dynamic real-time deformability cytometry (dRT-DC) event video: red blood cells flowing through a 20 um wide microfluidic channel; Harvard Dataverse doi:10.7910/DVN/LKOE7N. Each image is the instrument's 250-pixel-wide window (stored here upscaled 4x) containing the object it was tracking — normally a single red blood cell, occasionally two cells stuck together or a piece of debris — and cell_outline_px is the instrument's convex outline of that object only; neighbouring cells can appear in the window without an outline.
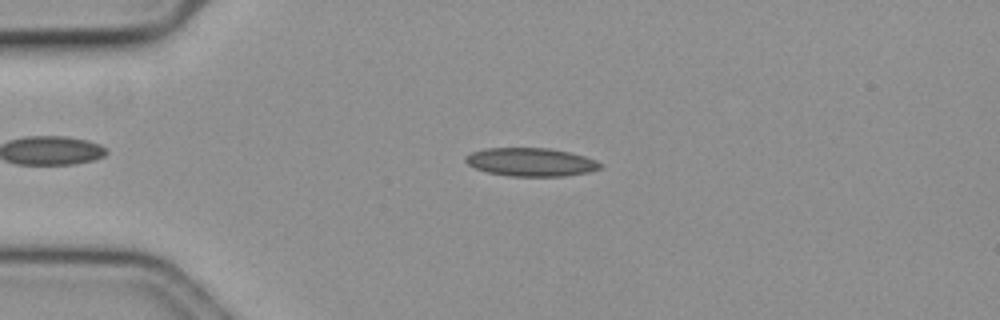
{"species": "common noctule bat (a hibernating species)", "species_latin": "Nyctalus noctula", "temperature_condition": "cold", "stored_images_in_passage": 45, "camera_frame_rate_fps": 3000, "um_per_image_px": 0.085, "animal": {"sex": "female", "body_mass_g": 19.3, "forearm_length_mm": 54.1}, "frame": {"image": 1, "passage_image": 2, "time_ms": 0.333, "image_size_px": [1000, 320], "cell_outline_px": [[604, 164], [600, 168], [588, 172], [564, 176], [508, 176], [488, 172], [476, 168], [468, 164], [464, 160], [464, 156], [472, 152], [484, 148], [548, 148], [568, 152], [584, 156], [596, 160]], "centroid_in_image_um": [45.11, 13.77], "position_along_channel_um": 39.9, "area_um2": 22.2}}
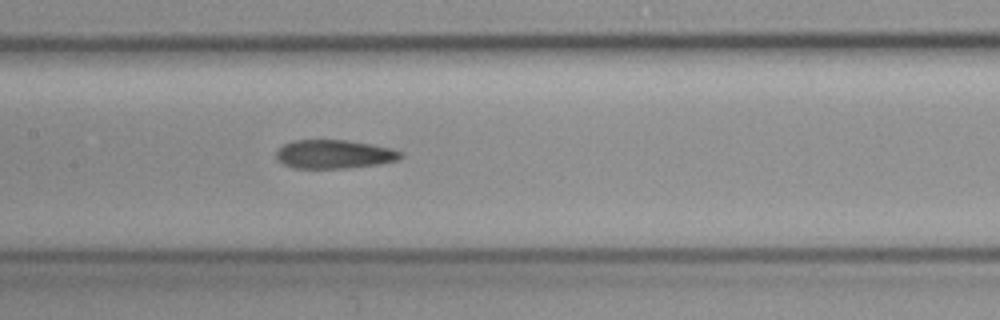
{"frame": {"image": 2, "passage_image": 16, "time_ms": 5.0, "image_size_px": [1000, 320], "cell_outline_px": [[404, 156], [400, 160], [380, 164], [344, 168], [292, 168], [276, 160], [276, 152], [284, 144], [292, 140], [344, 140], [372, 144], [392, 148], [404, 152]], "centroid_in_image_um": [28.44, 13.11], "position_along_channel_um": 179.0, "area_um2": 21.04}}
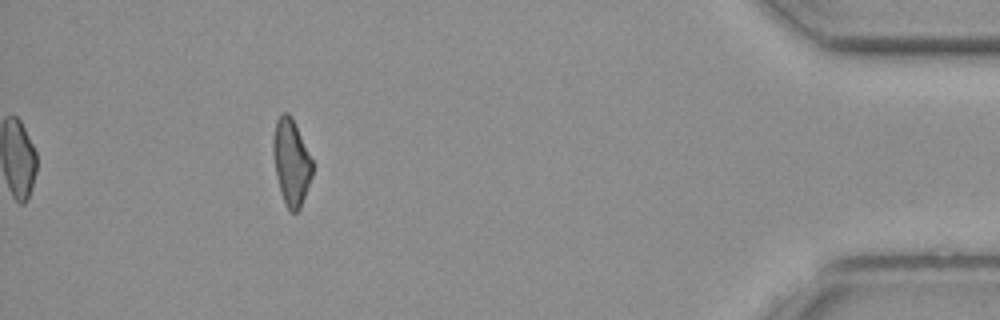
{"frame": {"image": 3, "passage_image": 40, "time_ms": 13.0, "image_size_px": [1000, 320], "cell_outline_px": [[312, 176], [300, 208], [296, 212], [288, 212], [284, 204], [280, 192], [276, 176], [272, 148], [272, 140], [276, 120], [284, 112], [288, 112], [292, 116], [312, 160]], "centroid_in_image_um": [24.73, 13.8], "position_along_channel_um": 410.5, "area_um2": 19.77}}